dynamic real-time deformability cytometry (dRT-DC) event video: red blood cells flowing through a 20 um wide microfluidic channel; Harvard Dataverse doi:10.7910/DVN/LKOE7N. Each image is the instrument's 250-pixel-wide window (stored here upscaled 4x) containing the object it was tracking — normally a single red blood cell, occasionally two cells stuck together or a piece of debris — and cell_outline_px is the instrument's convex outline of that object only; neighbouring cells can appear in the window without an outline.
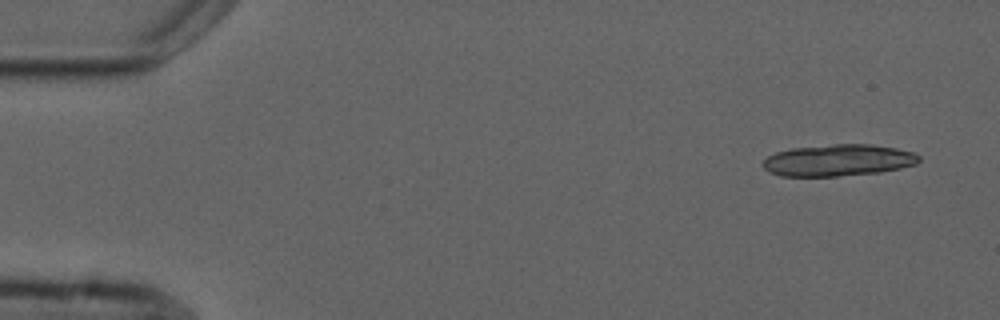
{"species": "common noctule bat (a hibernating species)", "species_latin": "Nyctalus noctula", "temperature_condition": "cold", "stored_images_in_passage": 5, "camera_frame_rate_fps": 3000, "um_per_image_px": 0.085, "animal": {"sex": "male", "forearm_length_mm": 52.5}, "frame": {"image": 1, "passage_image": 1, "time_ms": 0.0, "image_size_px": [1000, 320], "cell_outline_px": [[920, 160], [916, 164], [900, 168], [880, 172], [840, 176], [780, 176], [768, 172], [764, 168], [764, 160], [768, 156], [776, 152], [792, 148], [836, 144], [872, 144], [896, 148], [912, 152], [920, 156]], "centroid_in_image_um": [71.25, 13.62], "position_along_channel_um": 13.7, "area_um2": 28.78}}